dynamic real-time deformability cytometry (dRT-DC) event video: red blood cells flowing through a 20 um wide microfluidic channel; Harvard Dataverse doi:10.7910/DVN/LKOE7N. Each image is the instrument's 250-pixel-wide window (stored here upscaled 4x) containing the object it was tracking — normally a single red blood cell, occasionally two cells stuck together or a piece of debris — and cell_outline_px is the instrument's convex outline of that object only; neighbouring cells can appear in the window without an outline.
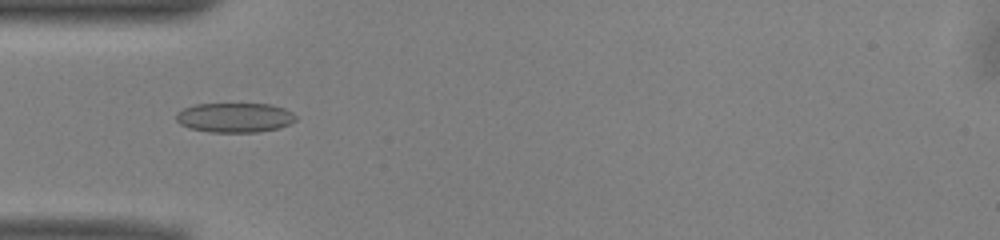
{"species": "common noctule bat (a hibernating species)", "species_latin": "Nyctalus noctula", "temperature_condition": "warm", "stored_images_in_passage": 50, "camera_frame_rate_fps": 3000, "um_per_image_px": 0.085, "animal": {"sex": "male", "body_mass_g": 13.0, "forearm_length_mm": 53.1}, "frame": {"image": 1, "passage_image": 14, "time_ms": 4.333, "image_size_px": [1000, 240], "cell_outline_px": [[296, 120], [288, 124], [276, 128], [256, 132], [208, 132], [188, 128], [180, 124], [176, 120], [176, 112], [184, 108], [196, 104], [272, 104], [284, 108], [292, 112], [296, 116]], "centroid_in_image_um": [19.92, 9.99], "position_along_channel_um": 65.1, "area_um2": 20.63}}
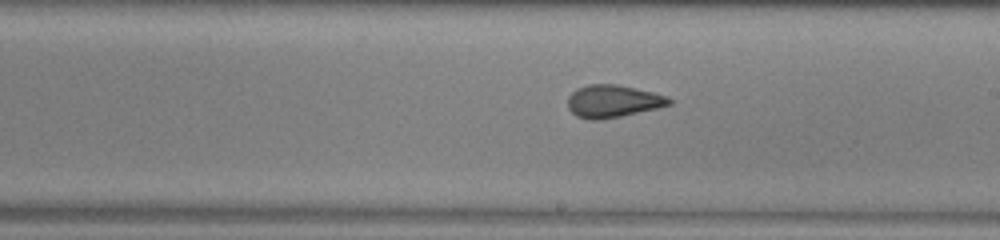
{"frame": {"image": 2, "passage_image": 27, "time_ms": 8.667, "image_size_px": [1000, 240], "cell_outline_px": [[672, 104], [656, 108], [620, 116], [600, 120], [592, 120], [576, 116], [568, 108], [568, 96], [576, 88], [588, 84], [616, 84], [636, 88], [668, 96], [672, 100]], "centroid_in_image_um": [52.08, 8.59], "position_along_channel_um": 236.9, "area_um2": 19.19}}
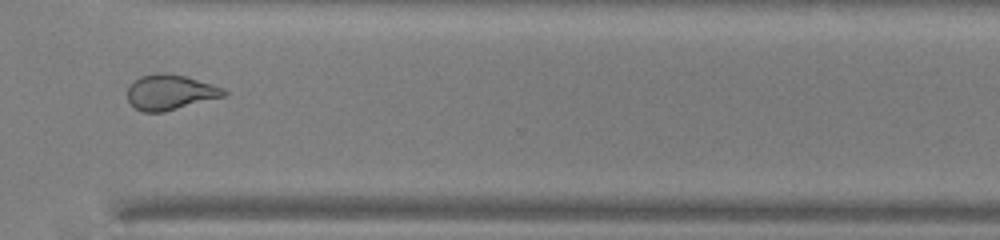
{"frame": {"image": 3, "passage_image": 36, "time_ms": 11.667, "image_size_px": [1000, 240], "cell_outline_px": [[228, 92], [224, 96], [164, 112], [144, 112], [136, 108], [128, 100], [128, 88], [140, 76], [156, 72], [164, 72], [184, 76], [212, 84], [224, 88]], "centroid_in_image_um": [14.47, 7.83], "position_along_channel_um": 356.1, "area_um2": 19.59}, "authors_computed_cell_mechanics": {"area_um2": 20.4901, "velocity_mm_per_s": 3.968, "shape_relaxation_time_tau1_ms": null, "shape_relaxation_time_tau2_ms": 1.182, "deformation_change_tau1": null, "deformation_change_tau2": 0.0686}}